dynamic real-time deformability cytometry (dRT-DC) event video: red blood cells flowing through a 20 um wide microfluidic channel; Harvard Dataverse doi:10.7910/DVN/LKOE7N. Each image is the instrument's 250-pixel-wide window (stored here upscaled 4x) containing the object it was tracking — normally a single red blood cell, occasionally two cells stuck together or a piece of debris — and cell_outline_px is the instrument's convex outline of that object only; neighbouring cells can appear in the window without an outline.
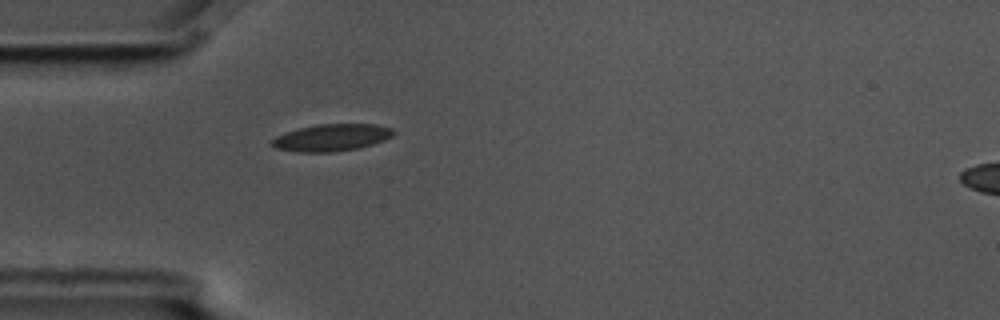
{"species": "common noctule bat (a hibernating species)", "species_latin": "Nyctalus noctula", "temperature_condition": "cold", "stored_images_in_passage": 5, "camera_frame_rate_fps": 3000, "um_per_image_px": 0.085, "animal": {"sex": "male", "body_mass_g": 17.5, "forearm_length_mm": 52.3}, "frame": {"image": 1, "passage_image": 5, "time_ms": 1.333, "image_size_px": [1000, 320], "cell_outline_px": [[396, 132], [392, 136], [384, 140], [372, 144], [356, 148], [332, 152], [296, 152], [276, 148], [268, 144], [276, 136], [284, 132], [316, 124], [376, 124], [392, 128]], "centroid_in_image_um": [28.16, 11.69], "position_along_channel_um": 56.8, "area_um2": 19.19}}